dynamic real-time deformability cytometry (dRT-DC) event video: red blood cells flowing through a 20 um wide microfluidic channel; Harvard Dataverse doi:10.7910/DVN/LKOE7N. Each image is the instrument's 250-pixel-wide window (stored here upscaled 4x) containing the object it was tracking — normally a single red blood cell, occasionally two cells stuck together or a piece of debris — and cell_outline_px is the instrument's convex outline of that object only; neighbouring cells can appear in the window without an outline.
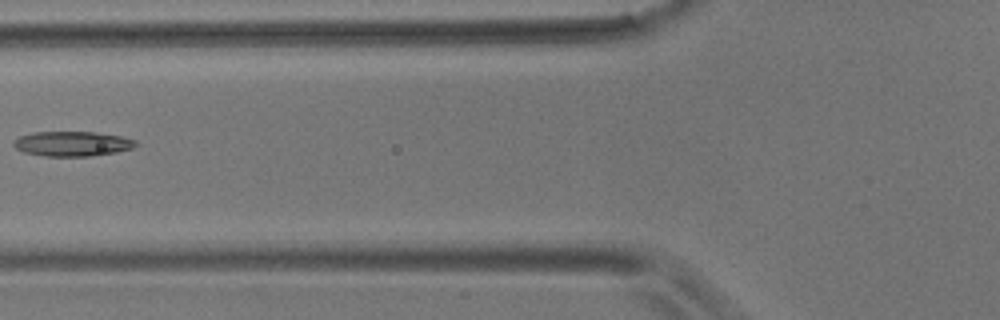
{"species": "common noctule bat (a hibernating species)", "species_latin": "Nyctalus noctula", "temperature_condition": "room temperature", "stored_images_in_passage": 9, "camera_frame_rate_fps": 3000, "um_per_image_px": 0.085, "animal": {"sex": "male", "body_mass_g": 17.9}, "frame": {"image": 1, "passage_image": 4, "time_ms": 3.667, "image_size_px": [1000, 320], "cell_outline_px": [[136, 144], [132, 148], [116, 152], [92, 156], [44, 156], [24, 152], [16, 148], [12, 144], [12, 140], [20, 136], [32, 132], [96, 132], [120, 136], [136, 140]], "centroid_in_image_um": [6.11, 12.21], "position_along_channel_um": 119.7, "area_um2": 17.69}}
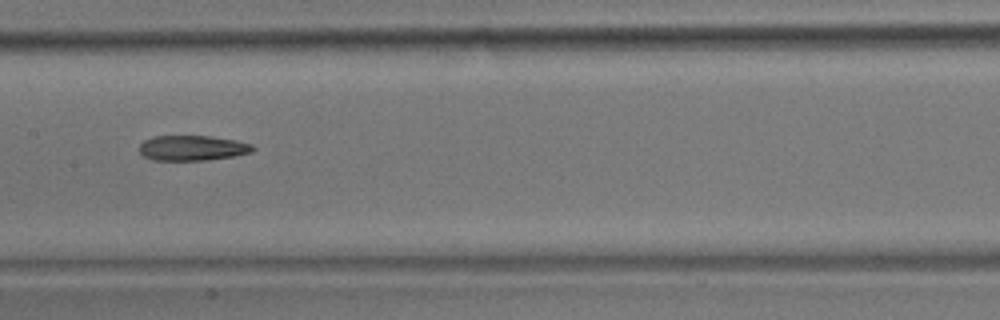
{"frame": {"image": 2, "passage_image": 6, "time_ms": 5.667, "image_size_px": [1000, 320], "cell_outline_px": [[256, 148], [252, 152], [236, 156], [204, 160], [152, 160], [144, 156], [140, 152], [140, 144], [144, 140], [152, 136], [212, 136], [236, 140], [252, 144]], "centroid_in_image_um": [16.38, 12.57], "position_along_channel_um": 191.0, "area_um2": 16.76}}
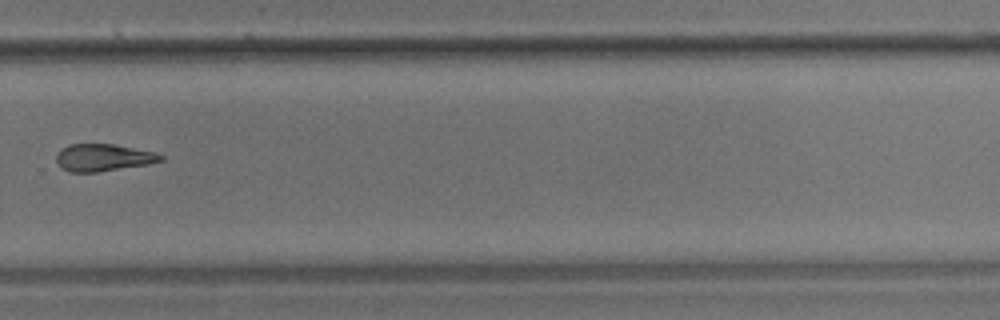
{"frame": {"image": 3, "passage_image": 9, "time_ms": 9.333, "image_size_px": [1000, 320], "cell_outline_px": [[164, 160], [148, 164], [96, 172], [68, 172], [56, 160], [56, 156], [60, 148], [68, 144], [112, 144], [156, 152], [164, 156]], "centroid_in_image_um": [8.78, 13.38], "position_along_channel_um": 321.0, "area_um2": 16.47}}